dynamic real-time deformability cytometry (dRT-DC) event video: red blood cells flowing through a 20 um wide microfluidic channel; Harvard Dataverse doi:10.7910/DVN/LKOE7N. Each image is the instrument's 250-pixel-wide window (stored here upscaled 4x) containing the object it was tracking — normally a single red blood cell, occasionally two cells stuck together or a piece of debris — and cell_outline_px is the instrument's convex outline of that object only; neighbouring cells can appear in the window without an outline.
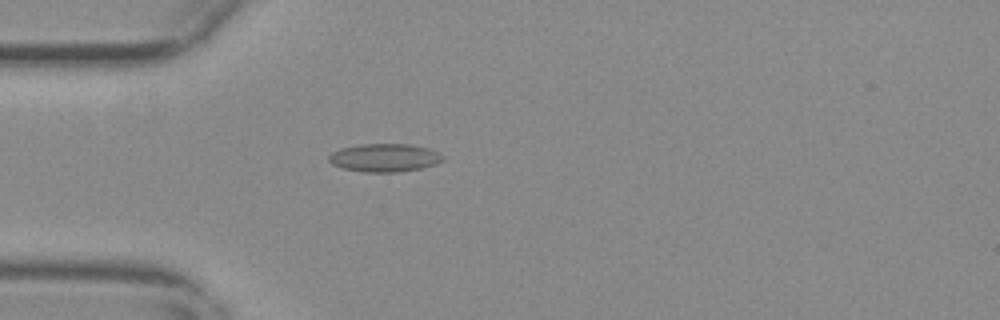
{"species": "common noctule bat (a hibernating species)", "species_latin": "Nyctalus noctula", "temperature_condition": "warm", "stored_images_in_passage": 56, "camera_frame_rate_fps": 3000, "um_per_image_px": 0.085, "animal": {"sex": "female", "body_mass_g": 29.2, "forearm_length_mm": 56.3}, "frame": {"image": 1, "passage_image": 16, "time_ms": 5.0, "image_size_px": [1000, 320], "cell_outline_px": [[444, 160], [436, 164], [420, 168], [396, 172], [364, 172], [340, 168], [332, 164], [328, 160], [328, 156], [332, 152], [340, 148], [360, 144], [408, 144], [428, 148], [444, 156]], "centroid_in_image_um": [32.65, 13.41], "position_along_channel_um": 52.4, "area_um2": 18.73}}
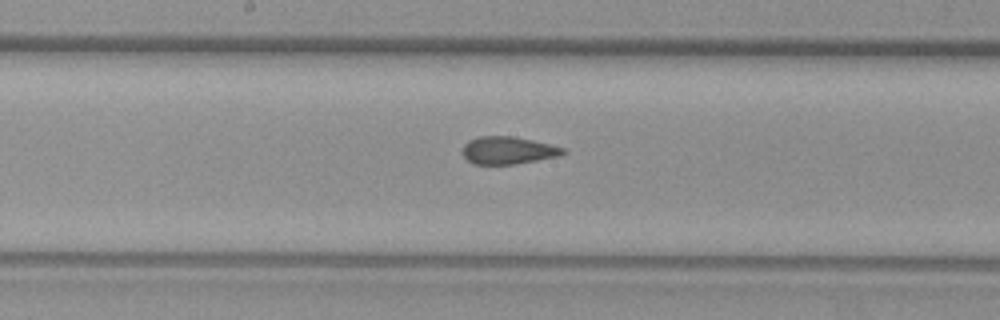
{"frame": {"image": 2, "passage_image": 29, "time_ms": 9.333, "image_size_px": [1000, 320], "cell_outline_px": [[568, 152], [560, 156], [516, 164], [472, 164], [460, 152], [464, 144], [468, 140], [476, 136], [512, 136], [532, 140], [564, 148]], "centroid_in_image_um": [43.15, 12.78], "position_along_channel_um": 205.1, "area_um2": 16.3}}
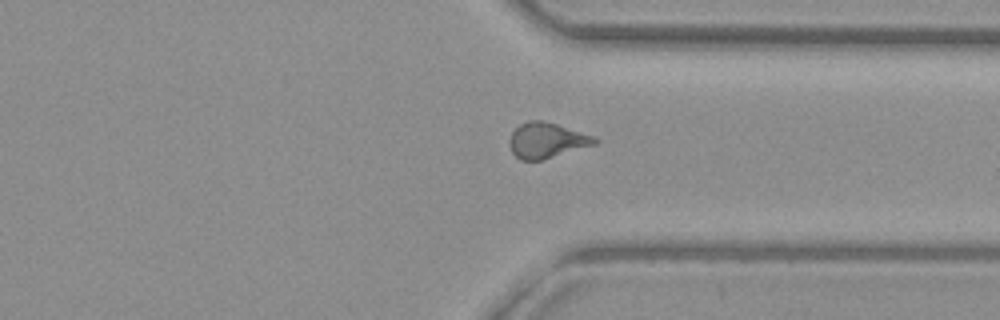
{"frame": {"image": 3, "passage_image": 42, "time_ms": 13.667, "image_size_px": [1000, 320], "cell_outline_px": [[600, 140], [596, 144], [540, 160], [520, 160], [512, 152], [508, 144], [508, 140], [512, 132], [520, 124], [528, 120], [544, 120], [596, 136]], "centroid_in_image_um": [46.47, 11.91], "position_along_channel_um": 364.9, "area_um2": 17.69}, "authors_computed_cell_mechanics": {"area_um2": 17.5712, "velocity_mm_per_s": 3.7008, "shape_relaxation_time_tau1_ms": null, "shape_relaxation_time_tau2_ms": 1.3567, "deformation_change_tau1": null, "deformation_change_tau2": 0.0722}}